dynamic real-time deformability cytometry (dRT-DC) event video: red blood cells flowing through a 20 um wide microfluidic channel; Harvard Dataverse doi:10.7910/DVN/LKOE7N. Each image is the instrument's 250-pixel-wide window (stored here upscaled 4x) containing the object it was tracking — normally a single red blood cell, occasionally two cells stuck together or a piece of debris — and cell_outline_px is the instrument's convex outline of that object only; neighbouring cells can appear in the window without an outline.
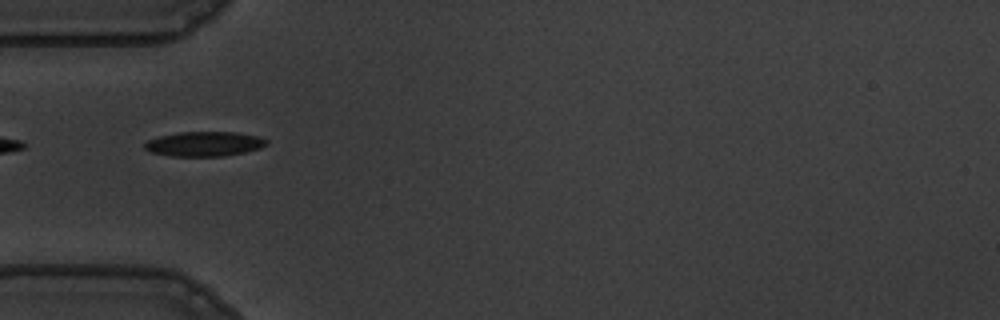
{"species": "common noctule bat (a hibernating species)", "species_latin": "Nyctalus noctula", "temperature_condition": "warm", "stored_images_in_passage": 39, "camera_frame_rate_fps": 3000, "um_per_image_px": 0.085, "animal": {"sex": "male", "body_mass_g": 19.5, "forearm_length_mm": 54.6}, "frame": {"image": 1, "passage_image": 1, "time_ms": 0.0, "image_size_px": [1000, 320], "cell_outline_px": [[268, 144], [260, 148], [244, 152], [224, 156], [172, 156], [152, 152], [144, 148], [144, 144], [148, 140], [160, 136], [180, 132], [236, 132], [260, 136], [268, 140]], "centroid_in_image_um": [17.41, 12.23], "position_along_channel_um": 67.6, "area_um2": 17.51}}
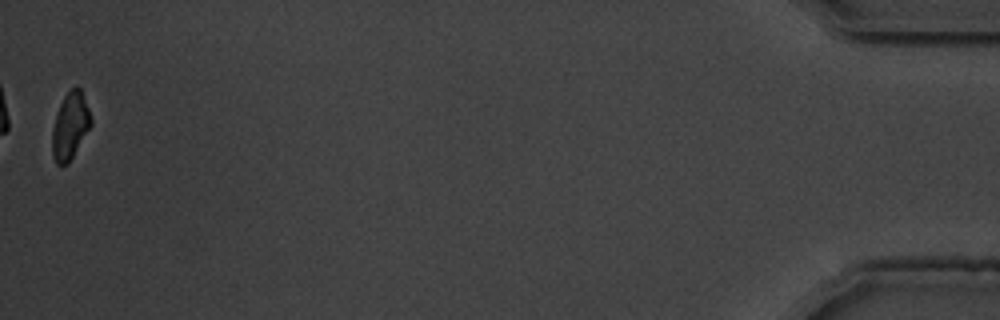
{"frame": {"image": 2, "passage_image": 39, "time_ms": 12.667, "image_size_px": [1000, 320], "cell_outline_px": [[92, 124], [68, 164], [56, 164], [52, 156], [52, 128], [56, 112], [64, 96], [76, 84], [80, 88], [88, 108], [92, 120]], "centroid_in_image_um": [5.95, 10.7], "position_along_channel_um": 429.3, "area_um2": 15.09}, "authors_computed_cell_mechanics": {"area_um2": 17.1088, "velocity_mm_per_s": 3.6012, "shape_relaxation_time_tau1_ms": 3.7894, "shape_relaxation_time_tau2_ms": 2.3784, "deformation_change_tau1": 0.1292, "deformation_change_tau2": 0.0667}}